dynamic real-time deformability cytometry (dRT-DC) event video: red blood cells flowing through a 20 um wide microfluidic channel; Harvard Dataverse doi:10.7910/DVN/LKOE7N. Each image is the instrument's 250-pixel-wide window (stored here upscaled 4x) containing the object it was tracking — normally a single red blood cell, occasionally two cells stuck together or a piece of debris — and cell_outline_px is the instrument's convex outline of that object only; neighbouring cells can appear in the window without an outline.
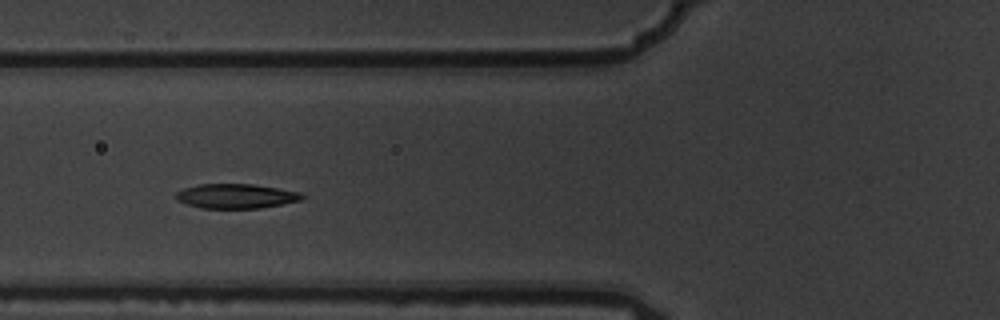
{"species": "common noctule bat (a hibernating species)", "species_latin": "Nyctalus noctula", "temperature_condition": "warm", "stored_images_in_passage": 13, "camera_frame_rate_fps": 3000, "um_per_image_px": 0.085, "animal": {"sex": "male", "body_mass_g": 19.5, "forearm_length_mm": 54.6}, "frame": {"image": 1, "passage_image": 4, "time_ms": 1.0, "image_size_px": [1000, 320], "cell_outline_px": [[308, 196], [300, 200], [260, 208], [200, 208], [176, 200], [176, 192], [184, 188], [200, 184], [252, 184], [300, 192]], "centroid_in_image_um": [20.06, 16.67], "position_along_channel_um": 105.7, "area_um2": 17.92}}
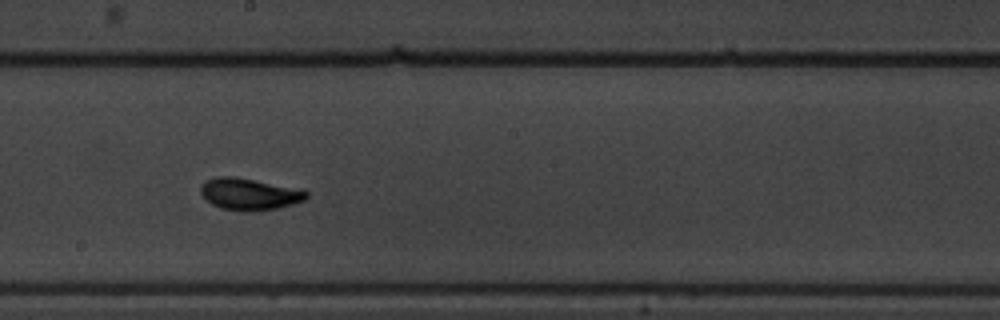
{"frame": {"image": 2, "passage_image": 7, "time_ms": 2.0, "image_size_px": [1000, 320], "cell_outline_px": [[308, 196], [304, 200], [292, 204], [276, 208], [220, 208], [212, 204], [200, 192], [200, 188], [208, 180], [216, 176], [232, 176], [252, 180], [308, 192]], "centroid_in_image_um": [21.14, 16.46], "position_along_channel_um": 227.1, "area_um2": 18.03}}
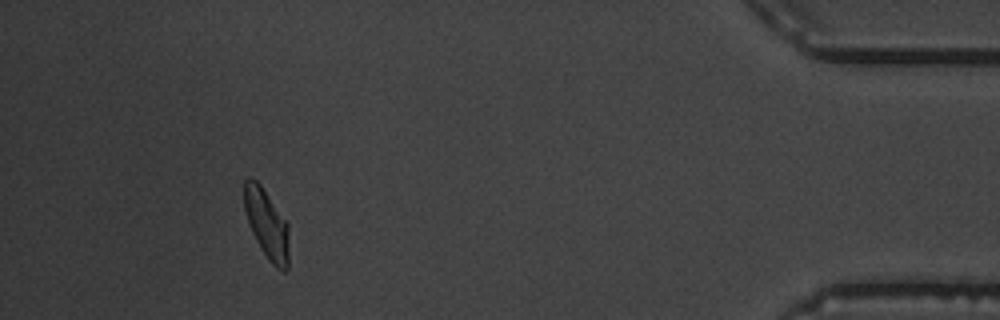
{"frame": {"image": 3, "passage_image": 12, "time_ms": 3.667, "image_size_px": [1000, 320], "cell_outline_px": [[288, 268], [284, 272], [276, 268], [268, 260], [260, 248], [252, 232], [244, 208], [244, 180], [248, 176], [252, 176], [260, 184], [288, 224]], "centroid_in_image_um": [22.66, 19.04], "position_along_channel_um": 412.5, "area_um2": 18.03}}